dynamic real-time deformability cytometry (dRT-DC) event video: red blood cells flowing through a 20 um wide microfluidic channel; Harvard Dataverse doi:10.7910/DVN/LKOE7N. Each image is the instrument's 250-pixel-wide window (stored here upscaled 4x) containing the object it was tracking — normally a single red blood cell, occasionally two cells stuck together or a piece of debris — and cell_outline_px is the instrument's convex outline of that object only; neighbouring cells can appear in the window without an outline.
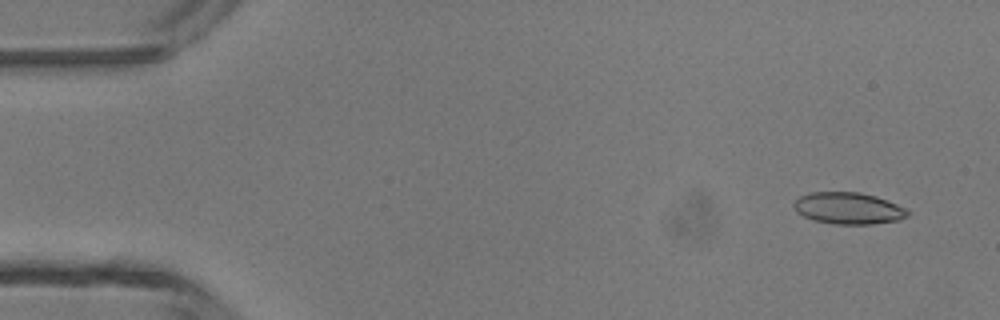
{"species": "common noctule bat (a hibernating species)", "species_latin": "Nyctalus noctula", "temperature_condition": "room temperature", "stored_images_in_passage": 9, "camera_frame_rate_fps": 3000, "um_per_image_px": 0.085, "animal": {"sex": "male", "body_mass_g": 13.3}, "frame": {"image": 1, "passage_image": 3, "time_ms": 0.667, "image_size_px": [1000, 320], "cell_outline_px": [[912, 212], [908, 216], [896, 220], [872, 224], [832, 224], [812, 220], [796, 212], [792, 204], [800, 196], [812, 192], [860, 192], [876, 196], [896, 204]], "centroid_in_image_um": [72.09, 17.7], "position_along_channel_um": 12.9, "area_um2": 21.04}}